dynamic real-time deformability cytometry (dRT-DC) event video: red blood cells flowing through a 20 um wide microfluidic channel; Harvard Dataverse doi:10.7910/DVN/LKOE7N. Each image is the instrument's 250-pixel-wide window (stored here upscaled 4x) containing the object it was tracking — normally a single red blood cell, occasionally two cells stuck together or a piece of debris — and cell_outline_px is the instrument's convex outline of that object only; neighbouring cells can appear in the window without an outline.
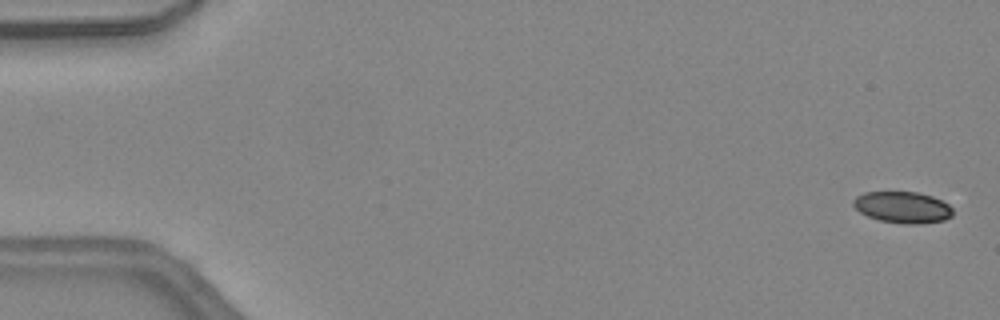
{"species": "common noctule bat (a hibernating species)", "species_latin": "Nyctalus noctula", "temperature_condition": "warm", "stored_images_in_passage": 15, "camera_frame_rate_fps": 3000, "um_per_image_px": 0.085, "animal": {"sex": "female", "body_mass_g": 24.6, "forearm_length_mm": 56.2}, "frame": {"image": 1, "passage_image": 2, "time_ms": 0.333, "image_size_px": [1000, 320], "cell_outline_px": [[952, 216], [944, 220], [916, 224], [904, 224], [880, 220], [868, 216], [860, 212], [852, 204], [852, 200], [856, 196], [864, 192], [920, 192], [932, 196], [948, 204], [952, 208]], "centroid_in_image_um": [76.71, 17.61], "position_along_channel_um": 8.3, "area_um2": 18.21}}